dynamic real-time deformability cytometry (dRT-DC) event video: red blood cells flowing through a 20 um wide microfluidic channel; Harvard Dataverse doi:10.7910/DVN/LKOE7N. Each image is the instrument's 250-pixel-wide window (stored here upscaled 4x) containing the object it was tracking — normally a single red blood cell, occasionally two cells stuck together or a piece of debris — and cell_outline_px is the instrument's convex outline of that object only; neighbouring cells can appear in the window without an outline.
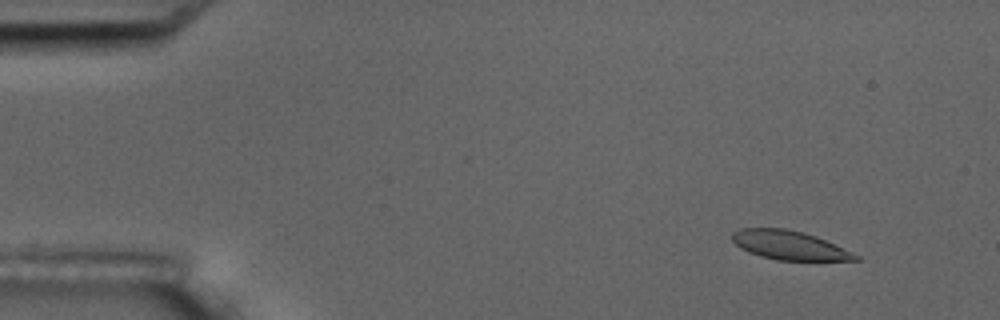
{"species": "common noctule bat (a hibernating species)", "species_latin": "Nyctalus noctula", "temperature_condition": "room temperature", "stored_images_in_passage": 4, "camera_frame_rate_fps": 3000, "um_per_image_px": 0.085, "animal": {"sex": "male", "body_mass_g": 17.5, "forearm_length_mm": 52.3}, "frame": {"image": 1, "passage_image": 1, "time_ms": 0.0, "image_size_px": [1000, 320], "cell_outline_px": [[864, 260], [776, 260], [760, 256], [748, 252], [740, 248], [732, 240], [732, 232], [740, 228], [784, 228], [804, 232], [816, 236], [852, 252], [860, 256]], "centroid_in_image_um": [67.08, 20.84], "position_along_channel_um": 17.9, "area_um2": 20.81}}
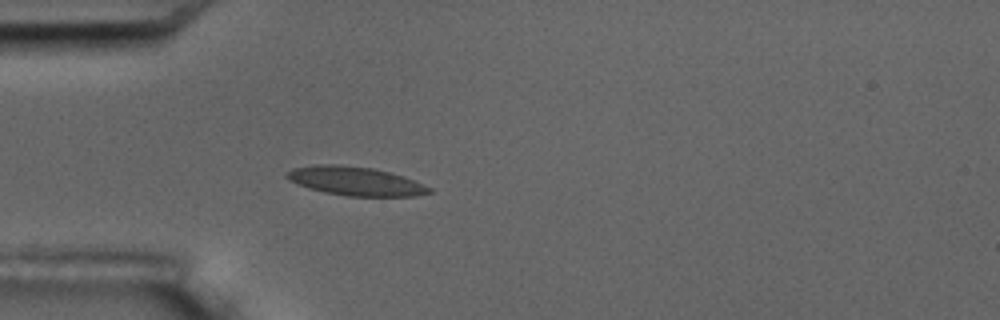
{"frame": {"image": 2, "passage_image": 4, "time_ms": 3.667, "image_size_px": [1000, 320], "cell_outline_px": [[432, 192], [412, 196], [348, 196], [324, 192], [308, 188], [288, 180], [284, 176], [292, 168], [316, 164], [340, 164], [372, 168], [404, 176], [432, 188]], "centroid_in_image_um": [30.18, 15.39], "position_along_channel_um": 54.8, "area_um2": 23.87}}